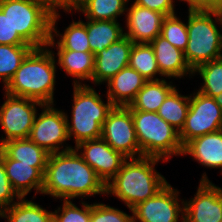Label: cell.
Masks as SVG:
<instances>
[{
	"label": "cell",
	"instance_id": "6da1fadb",
	"mask_svg": "<svg viewBox=\"0 0 222 222\" xmlns=\"http://www.w3.org/2000/svg\"><path fill=\"white\" fill-rule=\"evenodd\" d=\"M41 194L72 200L105 195V184L73 148L49 155Z\"/></svg>",
	"mask_w": 222,
	"mask_h": 222
},
{
	"label": "cell",
	"instance_id": "7a4b0ae2",
	"mask_svg": "<svg viewBox=\"0 0 222 222\" xmlns=\"http://www.w3.org/2000/svg\"><path fill=\"white\" fill-rule=\"evenodd\" d=\"M159 160L162 159L147 156L127 158L117 174L105 184V194H113L123 201L129 210L152 198L168 183L164 176L155 170L154 166Z\"/></svg>",
	"mask_w": 222,
	"mask_h": 222
},
{
	"label": "cell",
	"instance_id": "3957f363",
	"mask_svg": "<svg viewBox=\"0 0 222 222\" xmlns=\"http://www.w3.org/2000/svg\"><path fill=\"white\" fill-rule=\"evenodd\" d=\"M55 57L46 47L34 48L23 60L11 81L4 88L7 94L54 103Z\"/></svg>",
	"mask_w": 222,
	"mask_h": 222
},
{
	"label": "cell",
	"instance_id": "277c9868",
	"mask_svg": "<svg viewBox=\"0 0 222 222\" xmlns=\"http://www.w3.org/2000/svg\"><path fill=\"white\" fill-rule=\"evenodd\" d=\"M73 89L72 124L65 115L69 139L73 136L77 146L80 142L101 138L102 126L114 105L108 97L104 103L92 86L74 85Z\"/></svg>",
	"mask_w": 222,
	"mask_h": 222
},
{
	"label": "cell",
	"instance_id": "5b68a950",
	"mask_svg": "<svg viewBox=\"0 0 222 222\" xmlns=\"http://www.w3.org/2000/svg\"><path fill=\"white\" fill-rule=\"evenodd\" d=\"M188 43L184 58L194 71L198 66L222 58V36L213 9H188ZM216 17L215 20L211 17Z\"/></svg>",
	"mask_w": 222,
	"mask_h": 222
},
{
	"label": "cell",
	"instance_id": "8992f818",
	"mask_svg": "<svg viewBox=\"0 0 222 222\" xmlns=\"http://www.w3.org/2000/svg\"><path fill=\"white\" fill-rule=\"evenodd\" d=\"M130 111L143 156L155 157L167 162L173 155H182L183 145L179 132L157 112Z\"/></svg>",
	"mask_w": 222,
	"mask_h": 222
},
{
	"label": "cell",
	"instance_id": "52a82bcc",
	"mask_svg": "<svg viewBox=\"0 0 222 222\" xmlns=\"http://www.w3.org/2000/svg\"><path fill=\"white\" fill-rule=\"evenodd\" d=\"M0 9L29 45L34 48L48 45L52 13L39 0H0Z\"/></svg>",
	"mask_w": 222,
	"mask_h": 222
},
{
	"label": "cell",
	"instance_id": "ba28073f",
	"mask_svg": "<svg viewBox=\"0 0 222 222\" xmlns=\"http://www.w3.org/2000/svg\"><path fill=\"white\" fill-rule=\"evenodd\" d=\"M222 129V108L213 97L200 92L190 96V104L185 123L179 132L181 144L198 136Z\"/></svg>",
	"mask_w": 222,
	"mask_h": 222
},
{
	"label": "cell",
	"instance_id": "9c48e42d",
	"mask_svg": "<svg viewBox=\"0 0 222 222\" xmlns=\"http://www.w3.org/2000/svg\"><path fill=\"white\" fill-rule=\"evenodd\" d=\"M5 98L0 108V124L6 138L2 136L0 145L10 140L28 138L37 115L36 106L44 105L37 100L7 93Z\"/></svg>",
	"mask_w": 222,
	"mask_h": 222
},
{
	"label": "cell",
	"instance_id": "30bf717a",
	"mask_svg": "<svg viewBox=\"0 0 222 222\" xmlns=\"http://www.w3.org/2000/svg\"><path fill=\"white\" fill-rule=\"evenodd\" d=\"M101 138L127 158L143 156L131 111L127 106H113L102 126Z\"/></svg>",
	"mask_w": 222,
	"mask_h": 222
},
{
	"label": "cell",
	"instance_id": "8fae6325",
	"mask_svg": "<svg viewBox=\"0 0 222 222\" xmlns=\"http://www.w3.org/2000/svg\"><path fill=\"white\" fill-rule=\"evenodd\" d=\"M54 104H44L42 113L35 118L29 139L49 154L68 151L71 146L62 145L68 141L67 118L65 112L53 108ZM61 148V151H59ZM63 148V149H62Z\"/></svg>",
	"mask_w": 222,
	"mask_h": 222
},
{
	"label": "cell",
	"instance_id": "7c38bea8",
	"mask_svg": "<svg viewBox=\"0 0 222 222\" xmlns=\"http://www.w3.org/2000/svg\"><path fill=\"white\" fill-rule=\"evenodd\" d=\"M179 192L167 183L152 198L132 208L133 222H184V205H179Z\"/></svg>",
	"mask_w": 222,
	"mask_h": 222
},
{
	"label": "cell",
	"instance_id": "4fadbf2b",
	"mask_svg": "<svg viewBox=\"0 0 222 222\" xmlns=\"http://www.w3.org/2000/svg\"><path fill=\"white\" fill-rule=\"evenodd\" d=\"M196 195L184 205V222H221L222 188L209 181L206 173L202 175Z\"/></svg>",
	"mask_w": 222,
	"mask_h": 222
},
{
	"label": "cell",
	"instance_id": "5bb4252c",
	"mask_svg": "<svg viewBox=\"0 0 222 222\" xmlns=\"http://www.w3.org/2000/svg\"><path fill=\"white\" fill-rule=\"evenodd\" d=\"M74 147L77 151H83H80L79 154L104 184L108 183L117 174L127 159L102 138L86 140Z\"/></svg>",
	"mask_w": 222,
	"mask_h": 222
},
{
	"label": "cell",
	"instance_id": "9a60e30c",
	"mask_svg": "<svg viewBox=\"0 0 222 222\" xmlns=\"http://www.w3.org/2000/svg\"><path fill=\"white\" fill-rule=\"evenodd\" d=\"M133 42L123 36L117 42L112 43L109 47L98 52L94 57V72L92 82L100 84L107 82L115 76L120 70L129 64L130 52Z\"/></svg>",
	"mask_w": 222,
	"mask_h": 222
},
{
	"label": "cell",
	"instance_id": "2e32d148",
	"mask_svg": "<svg viewBox=\"0 0 222 222\" xmlns=\"http://www.w3.org/2000/svg\"><path fill=\"white\" fill-rule=\"evenodd\" d=\"M126 12L128 31L124 32V35L133 43H150L161 34L162 23L166 17L164 14L137 4L131 5Z\"/></svg>",
	"mask_w": 222,
	"mask_h": 222
},
{
	"label": "cell",
	"instance_id": "e0dca14e",
	"mask_svg": "<svg viewBox=\"0 0 222 222\" xmlns=\"http://www.w3.org/2000/svg\"><path fill=\"white\" fill-rule=\"evenodd\" d=\"M0 159L3 161L9 182L21 198H25L32 188L36 193L42 192L43 174L33 167V164L10 159L1 149Z\"/></svg>",
	"mask_w": 222,
	"mask_h": 222
},
{
	"label": "cell",
	"instance_id": "ac0fdd59",
	"mask_svg": "<svg viewBox=\"0 0 222 222\" xmlns=\"http://www.w3.org/2000/svg\"><path fill=\"white\" fill-rule=\"evenodd\" d=\"M147 80L127 66L107 81V97L114 106H128Z\"/></svg>",
	"mask_w": 222,
	"mask_h": 222
},
{
	"label": "cell",
	"instance_id": "d6986e66",
	"mask_svg": "<svg viewBox=\"0 0 222 222\" xmlns=\"http://www.w3.org/2000/svg\"><path fill=\"white\" fill-rule=\"evenodd\" d=\"M154 50L160 73L172 78H181L187 74L193 75V71L188 66L184 52L173 46L161 35H158L153 41L150 42Z\"/></svg>",
	"mask_w": 222,
	"mask_h": 222
},
{
	"label": "cell",
	"instance_id": "ffe728a7",
	"mask_svg": "<svg viewBox=\"0 0 222 222\" xmlns=\"http://www.w3.org/2000/svg\"><path fill=\"white\" fill-rule=\"evenodd\" d=\"M191 155L204 167L222 169V129L191 139L182 155Z\"/></svg>",
	"mask_w": 222,
	"mask_h": 222
},
{
	"label": "cell",
	"instance_id": "44dd1931",
	"mask_svg": "<svg viewBox=\"0 0 222 222\" xmlns=\"http://www.w3.org/2000/svg\"><path fill=\"white\" fill-rule=\"evenodd\" d=\"M0 149L10 158L25 164H33L43 175L49 153L29 138L3 142Z\"/></svg>",
	"mask_w": 222,
	"mask_h": 222
},
{
	"label": "cell",
	"instance_id": "7402d4cb",
	"mask_svg": "<svg viewBox=\"0 0 222 222\" xmlns=\"http://www.w3.org/2000/svg\"><path fill=\"white\" fill-rule=\"evenodd\" d=\"M60 17L59 12L53 13L51 15V36L48 42L49 47L55 46L56 37H61L57 41V49H66L71 51H82V52H91L89 39L87 37L86 26L81 22V20L73 22L64 30V34H59L57 31L56 23ZM57 20V21H56ZM56 27V29H55ZM54 33V34H53Z\"/></svg>",
	"mask_w": 222,
	"mask_h": 222
},
{
	"label": "cell",
	"instance_id": "603a6c76",
	"mask_svg": "<svg viewBox=\"0 0 222 222\" xmlns=\"http://www.w3.org/2000/svg\"><path fill=\"white\" fill-rule=\"evenodd\" d=\"M81 22L86 26L90 50L94 55L124 36V30L117 21L88 19Z\"/></svg>",
	"mask_w": 222,
	"mask_h": 222
},
{
	"label": "cell",
	"instance_id": "cb8c5ba5",
	"mask_svg": "<svg viewBox=\"0 0 222 222\" xmlns=\"http://www.w3.org/2000/svg\"><path fill=\"white\" fill-rule=\"evenodd\" d=\"M58 64L66 74L75 77L73 85H82L80 80H92L94 57L92 52L58 49Z\"/></svg>",
	"mask_w": 222,
	"mask_h": 222
},
{
	"label": "cell",
	"instance_id": "d4e9b609",
	"mask_svg": "<svg viewBox=\"0 0 222 222\" xmlns=\"http://www.w3.org/2000/svg\"><path fill=\"white\" fill-rule=\"evenodd\" d=\"M164 78L146 81L135 99L127 107L130 110L157 112L168 94L175 88Z\"/></svg>",
	"mask_w": 222,
	"mask_h": 222
},
{
	"label": "cell",
	"instance_id": "484cf974",
	"mask_svg": "<svg viewBox=\"0 0 222 222\" xmlns=\"http://www.w3.org/2000/svg\"><path fill=\"white\" fill-rule=\"evenodd\" d=\"M189 104L190 96L179 94L175 87L165 98L157 113L163 120L180 132L188 114Z\"/></svg>",
	"mask_w": 222,
	"mask_h": 222
},
{
	"label": "cell",
	"instance_id": "4316f807",
	"mask_svg": "<svg viewBox=\"0 0 222 222\" xmlns=\"http://www.w3.org/2000/svg\"><path fill=\"white\" fill-rule=\"evenodd\" d=\"M2 218H6L8 222H51L53 212L45 210L30 200L20 198L3 210Z\"/></svg>",
	"mask_w": 222,
	"mask_h": 222
},
{
	"label": "cell",
	"instance_id": "83f0119b",
	"mask_svg": "<svg viewBox=\"0 0 222 222\" xmlns=\"http://www.w3.org/2000/svg\"><path fill=\"white\" fill-rule=\"evenodd\" d=\"M129 0H85L79 5L78 11L90 20L117 21L124 14Z\"/></svg>",
	"mask_w": 222,
	"mask_h": 222
},
{
	"label": "cell",
	"instance_id": "f1b7e54d",
	"mask_svg": "<svg viewBox=\"0 0 222 222\" xmlns=\"http://www.w3.org/2000/svg\"><path fill=\"white\" fill-rule=\"evenodd\" d=\"M129 67L136 70L147 81L159 80L155 78L160 74L154 50L150 43H134L130 52Z\"/></svg>",
	"mask_w": 222,
	"mask_h": 222
},
{
	"label": "cell",
	"instance_id": "f546056e",
	"mask_svg": "<svg viewBox=\"0 0 222 222\" xmlns=\"http://www.w3.org/2000/svg\"><path fill=\"white\" fill-rule=\"evenodd\" d=\"M33 49L31 45L0 44V79L3 80L4 88Z\"/></svg>",
	"mask_w": 222,
	"mask_h": 222
},
{
	"label": "cell",
	"instance_id": "4dcf8cb0",
	"mask_svg": "<svg viewBox=\"0 0 222 222\" xmlns=\"http://www.w3.org/2000/svg\"><path fill=\"white\" fill-rule=\"evenodd\" d=\"M196 72L204 82L198 92L213 98L222 94V58L198 66Z\"/></svg>",
	"mask_w": 222,
	"mask_h": 222
},
{
	"label": "cell",
	"instance_id": "1f68e13d",
	"mask_svg": "<svg viewBox=\"0 0 222 222\" xmlns=\"http://www.w3.org/2000/svg\"><path fill=\"white\" fill-rule=\"evenodd\" d=\"M160 35L183 52L187 47V24L183 23L176 14L164 18Z\"/></svg>",
	"mask_w": 222,
	"mask_h": 222
},
{
	"label": "cell",
	"instance_id": "d6a6232c",
	"mask_svg": "<svg viewBox=\"0 0 222 222\" xmlns=\"http://www.w3.org/2000/svg\"><path fill=\"white\" fill-rule=\"evenodd\" d=\"M63 206L53 212L56 222H90L91 204L82 202V209L78 208L70 200H63ZM61 211V212H60ZM60 212V213H59Z\"/></svg>",
	"mask_w": 222,
	"mask_h": 222
},
{
	"label": "cell",
	"instance_id": "836d02e7",
	"mask_svg": "<svg viewBox=\"0 0 222 222\" xmlns=\"http://www.w3.org/2000/svg\"><path fill=\"white\" fill-rule=\"evenodd\" d=\"M90 222H133V216L103 203H93Z\"/></svg>",
	"mask_w": 222,
	"mask_h": 222
},
{
	"label": "cell",
	"instance_id": "e575fe53",
	"mask_svg": "<svg viewBox=\"0 0 222 222\" xmlns=\"http://www.w3.org/2000/svg\"><path fill=\"white\" fill-rule=\"evenodd\" d=\"M0 44L29 45L18 33L14 31L7 15L0 9Z\"/></svg>",
	"mask_w": 222,
	"mask_h": 222
},
{
	"label": "cell",
	"instance_id": "d590c367",
	"mask_svg": "<svg viewBox=\"0 0 222 222\" xmlns=\"http://www.w3.org/2000/svg\"><path fill=\"white\" fill-rule=\"evenodd\" d=\"M14 197L16 199L21 198L9 182L3 161L0 159V208L2 210L9 208L13 203H15Z\"/></svg>",
	"mask_w": 222,
	"mask_h": 222
},
{
	"label": "cell",
	"instance_id": "8d00e7d4",
	"mask_svg": "<svg viewBox=\"0 0 222 222\" xmlns=\"http://www.w3.org/2000/svg\"><path fill=\"white\" fill-rule=\"evenodd\" d=\"M173 0H135L133 4L148 8L164 14L165 16L175 14Z\"/></svg>",
	"mask_w": 222,
	"mask_h": 222
},
{
	"label": "cell",
	"instance_id": "74e56055",
	"mask_svg": "<svg viewBox=\"0 0 222 222\" xmlns=\"http://www.w3.org/2000/svg\"><path fill=\"white\" fill-rule=\"evenodd\" d=\"M52 14L57 13V9H64V12H72L73 0H39Z\"/></svg>",
	"mask_w": 222,
	"mask_h": 222
},
{
	"label": "cell",
	"instance_id": "f35d334b",
	"mask_svg": "<svg viewBox=\"0 0 222 222\" xmlns=\"http://www.w3.org/2000/svg\"><path fill=\"white\" fill-rule=\"evenodd\" d=\"M189 5V9H214L222 6V0H180Z\"/></svg>",
	"mask_w": 222,
	"mask_h": 222
},
{
	"label": "cell",
	"instance_id": "ab89813d",
	"mask_svg": "<svg viewBox=\"0 0 222 222\" xmlns=\"http://www.w3.org/2000/svg\"><path fill=\"white\" fill-rule=\"evenodd\" d=\"M216 12V15L219 20V24L222 25V6L216 7L213 9ZM222 36V34H221Z\"/></svg>",
	"mask_w": 222,
	"mask_h": 222
},
{
	"label": "cell",
	"instance_id": "60d3db41",
	"mask_svg": "<svg viewBox=\"0 0 222 222\" xmlns=\"http://www.w3.org/2000/svg\"><path fill=\"white\" fill-rule=\"evenodd\" d=\"M85 0H73V10L77 11L80 4H82Z\"/></svg>",
	"mask_w": 222,
	"mask_h": 222
},
{
	"label": "cell",
	"instance_id": "b9f144b4",
	"mask_svg": "<svg viewBox=\"0 0 222 222\" xmlns=\"http://www.w3.org/2000/svg\"><path fill=\"white\" fill-rule=\"evenodd\" d=\"M216 103L222 108V94L214 97Z\"/></svg>",
	"mask_w": 222,
	"mask_h": 222
},
{
	"label": "cell",
	"instance_id": "7bdbcfd3",
	"mask_svg": "<svg viewBox=\"0 0 222 222\" xmlns=\"http://www.w3.org/2000/svg\"><path fill=\"white\" fill-rule=\"evenodd\" d=\"M3 210L0 208V217L2 218Z\"/></svg>",
	"mask_w": 222,
	"mask_h": 222
}]
</instances>
